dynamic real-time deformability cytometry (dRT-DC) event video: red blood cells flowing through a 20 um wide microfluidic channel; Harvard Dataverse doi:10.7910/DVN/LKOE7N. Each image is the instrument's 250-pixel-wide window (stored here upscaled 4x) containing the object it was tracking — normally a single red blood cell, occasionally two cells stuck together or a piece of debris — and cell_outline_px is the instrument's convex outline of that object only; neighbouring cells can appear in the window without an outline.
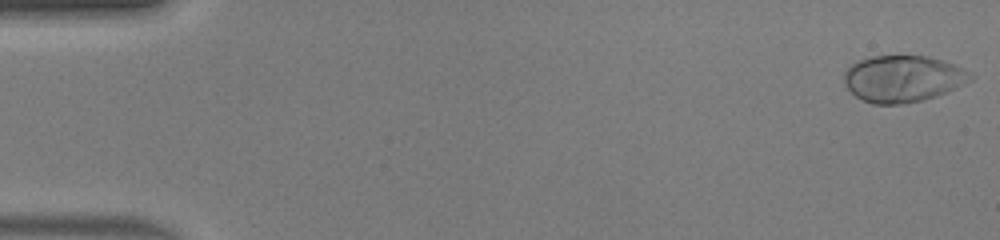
{"species": "human", "species_latin": "Homo sapiens", "temperature_condition": "warm", "stored_images_in_passage": 49, "camera_frame_rate_fps": 3000, "um_per_image_px": 0.085, "donor": {"sex": "male"}, "frame": {"image": 1, "passage_image": 1, "time_ms": 0.0, "image_size_px": [1000, 240], "cell_outline_px": [[976, 76], [972, 80], [956, 88], [936, 96], [924, 100], [900, 104], [872, 104], [856, 96], [844, 84], [844, 72], [852, 64], [860, 60], [872, 56], [928, 56], [964, 68], [972, 72]], "centroid_in_image_um": [76.78, 6.69], "position_along_channel_um": 8.2, "area_um2": 34.33}}
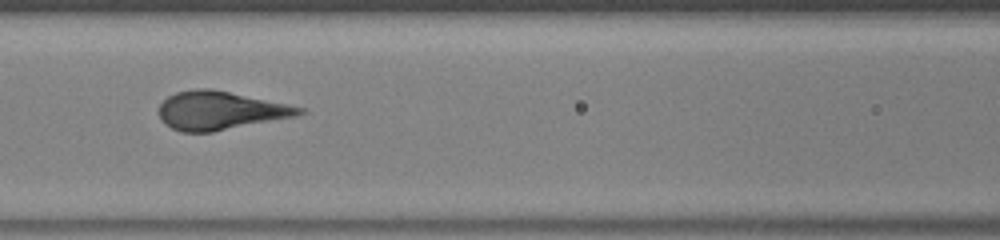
{"frame": {"image": 2, "passage_image": 22, "time_ms": 7.0, "image_size_px": [1000, 240], "cell_outline_px": [[308, 112], [296, 116], [212, 132], [180, 132], [164, 124], [160, 120], [160, 104], [168, 96], [176, 92], [196, 88], [208, 88], [228, 92], [304, 108]], "centroid_in_image_um": [18.67, 9.41], "position_along_channel_um": 147.9, "area_um2": 31.04}}
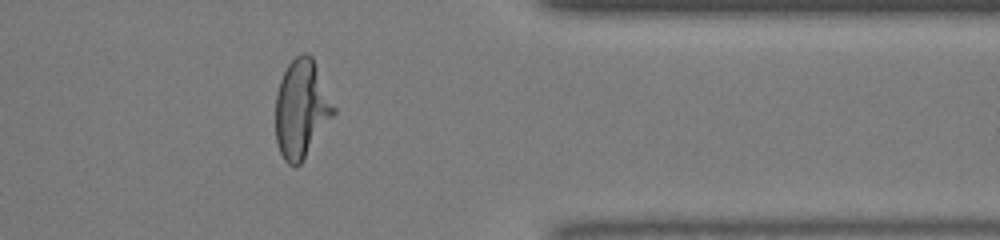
{"frame": {"image": 3, "passage_image": 40, "time_ms": 13.0, "image_size_px": [1000, 240], "cell_outline_px": [[336, 112], [300, 164], [296, 168], [292, 168], [284, 160], [280, 152], [276, 140], [276, 96], [280, 80], [288, 64], [296, 56], [304, 52], [308, 52], [312, 56], [336, 108]], "centroid_in_image_um": [25.62, 9.26], "position_along_channel_um": 385.8, "area_um2": 33.18}}